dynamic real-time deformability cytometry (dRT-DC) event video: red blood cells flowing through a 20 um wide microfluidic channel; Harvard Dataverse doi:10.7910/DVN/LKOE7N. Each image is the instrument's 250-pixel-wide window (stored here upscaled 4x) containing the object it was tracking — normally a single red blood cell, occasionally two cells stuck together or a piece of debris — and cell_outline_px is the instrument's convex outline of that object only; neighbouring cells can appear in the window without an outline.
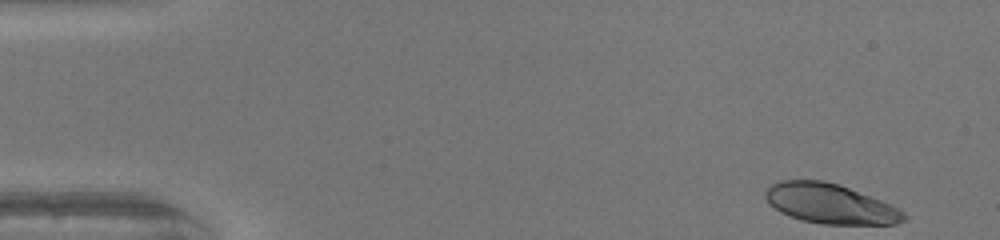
{"species": "human", "species_latin": "Homo sapiens", "temperature_condition": "warm", "stored_images_in_passage": 49, "camera_frame_rate_fps": 3000, "um_per_image_px": 0.085, "donor": {"sex": "female"}, "frame": {"image": 1, "passage_image": 1, "time_ms": 0.0, "image_size_px": [1000, 240], "cell_outline_px": [[908, 216], [904, 220], [896, 224], [824, 224], [804, 220], [788, 216], [780, 212], [764, 196], [764, 192], [768, 184], [780, 180], [824, 180], [848, 188], [892, 204], [900, 208]], "centroid_in_image_um": [70.57, 17.31], "position_along_channel_um": 14.4, "area_um2": 32.08}}
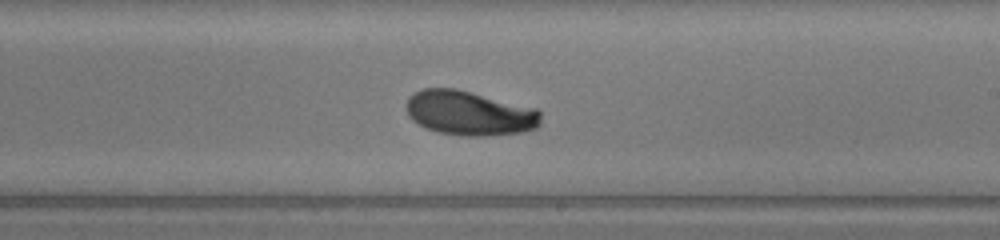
{"frame": {"image": 2, "passage_image": 28, "time_ms": 9.0, "image_size_px": [1000, 240], "cell_outline_px": [[540, 124], [536, 128], [524, 132], [488, 136], [464, 136], [436, 132], [424, 128], [412, 120], [408, 116], [404, 108], [404, 104], [408, 96], [424, 88], [456, 88], [536, 108], [540, 112]], "centroid_in_image_um": [39.86, 9.62], "position_along_channel_um": 249.1, "area_um2": 35.43}}
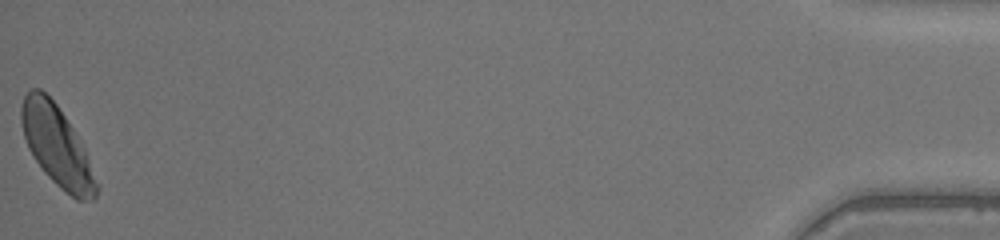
{"frame": {"image": 3, "passage_image": 49, "time_ms": 16.0, "image_size_px": [1000, 240], "cell_outline_px": [[100, 188], [96, 200], [76, 200], [60, 188], [44, 172], [28, 148], [24, 136], [20, 120], [20, 108], [24, 96], [32, 88], [40, 88], [56, 104], [72, 128], [100, 184]], "centroid_in_image_um": [4.84, 12.46], "position_along_channel_um": 430.4, "area_um2": 34.62}, "authors_computed_cell_mechanics": {"area_um2": 33.6396, "velocity_mm_per_s": 4.0429, "shape_relaxation_time_tau1_ms": 7.0238, "shape_relaxation_time_tau2_ms": null, "deformation_change_tau1": 0.2477, "deformation_change_tau2": null}}